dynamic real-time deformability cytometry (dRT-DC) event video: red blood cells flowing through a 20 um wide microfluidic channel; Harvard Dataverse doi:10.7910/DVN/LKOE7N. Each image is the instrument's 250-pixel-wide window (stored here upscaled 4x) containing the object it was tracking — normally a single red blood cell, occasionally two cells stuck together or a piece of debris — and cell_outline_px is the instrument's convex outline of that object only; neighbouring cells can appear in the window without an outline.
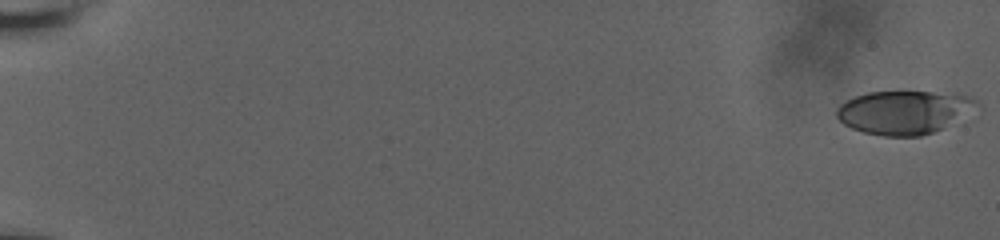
{"species": "human", "species_latin": "Homo sapiens", "temperature_condition": "room temperature", "stored_images_in_passage": 60, "camera_frame_rate_fps": 3000, "um_per_image_px": 0.085, "donor": {"sex": "male"}, "frame": {"image": 1, "passage_image": 1, "time_ms": 0.0, "image_size_px": [1000, 240], "cell_outline_px": [[976, 100], [944, 128], [920, 136], [880, 136], [864, 132], [852, 128], [844, 124], [836, 116], [836, 108], [840, 104], [856, 96], [868, 92], [956, 92], [972, 96]], "centroid_in_image_um": [76.72, 9.53], "position_along_channel_um": 8.3, "area_um2": 34.56}}
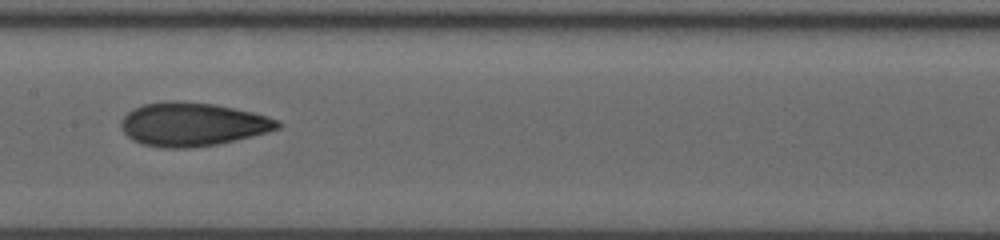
{"frame": {"image": 2, "passage_image": 34, "time_ms": 11.0, "image_size_px": [1000, 240], "cell_outline_px": [[284, 124], [280, 128], [268, 132], [216, 144], [188, 148], [160, 148], [144, 144], [132, 140], [124, 132], [120, 124], [120, 120], [132, 108], [144, 104], [164, 100], [176, 100], [216, 104], [252, 112], [268, 116], [280, 120]], "centroid_in_image_um": [16.36, 10.55], "position_along_channel_um": 191.0, "area_um2": 40.0}}
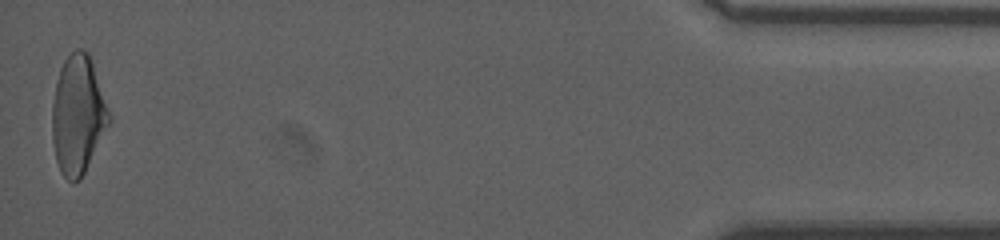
{"frame": {"image": 3, "passage_image": 60, "time_ms": 19.667, "image_size_px": [1000, 240], "cell_outline_px": [[112, 120], [80, 180], [72, 184], [60, 172], [56, 160], [52, 140], [52, 104], [56, 80], [60, 68], [64, 60], [76, 48], [80, 48], [88, 52], [92, 60], [112, 116]], "centroid_in_image_um": [6.63, 9.76], "position_along_channel_um": 428.6, "area_um2": 39.82}, "authors_computed_cell_mechanics": {"area_um2": 37.6567, "velocity_mm_per_s": 3.6679, "shape_relaxation_time_tau1_ms": 7.396, "shape_relaxation_time_tau2_ms": 1.8998, "deformation_change_tau1": 0.1935, "deformation_change_tau2": 0.085}}